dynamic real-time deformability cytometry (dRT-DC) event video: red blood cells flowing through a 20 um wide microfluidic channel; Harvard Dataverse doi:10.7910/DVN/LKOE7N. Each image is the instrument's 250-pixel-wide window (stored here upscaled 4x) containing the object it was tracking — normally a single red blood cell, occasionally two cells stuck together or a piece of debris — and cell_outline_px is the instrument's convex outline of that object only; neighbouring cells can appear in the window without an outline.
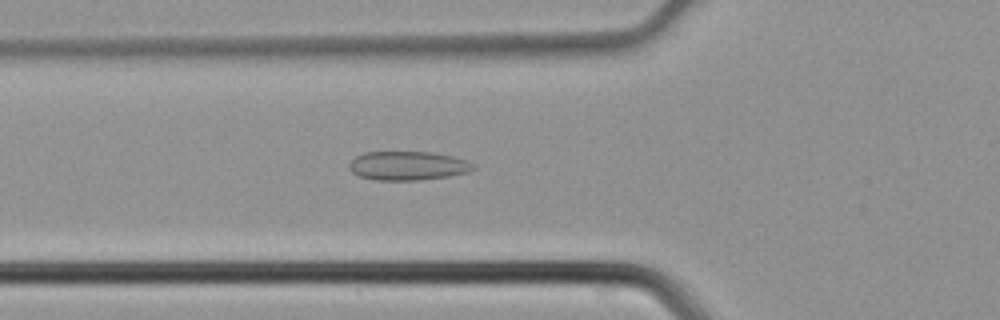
{"species": "common noctule bat (a hibernating species)", "species_latin": "Nyctalus noctula", "temperature_condition": "cold", "stored_images_in_passage": 44, "camera_frame_rate_fps": 3000, "um_per_image_px": 0.085, "animal": {"sex": "male", "body_mass_g": 21.5, "forearm_length_mm": 52.0}, "frame": {"image": 1, "passage_image": 16, "time_ms": 5.0, "image_size_px": [1000, 320], "cell_outline_px": [[476, 168], [468, 172], [448, 176], [420, 180], [376, 180], [360, 176], [352, 172], [348, 168], [348, 164], [356, 156], [364, 152], [432, 152], [452, 156], [476, 164]], "centroid_in_image_um": [34.66, 14.09], "position_along_channel_um": 91.1, "area_um2": 20.92}}
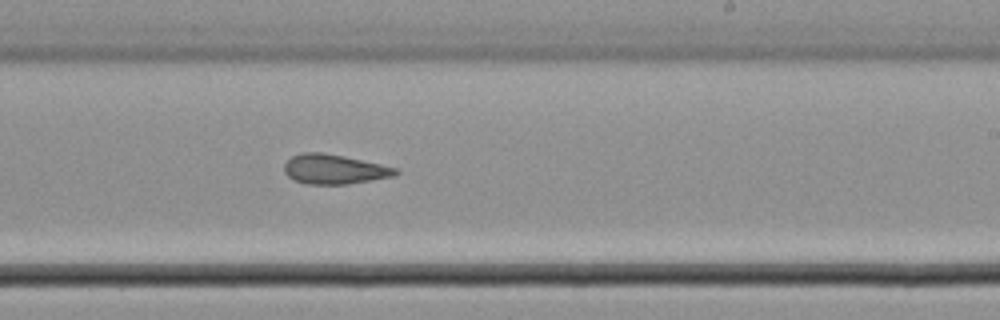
{"frame": {"image": 2, "passage_image": 27, "time_ms": 8.667, "image_size_px": [1000, 320], "cell_outline_px": [[400, 172], [396, 176], [348, 184], [308, 184], [292, 180], [284, 172], [284, 164], [292, 156], [300, 152], [320, 152], [344, 156], [380, 164], [396, 168]], "centroid_in_image_um": [28.4, 14.39], "position_along_channel_um": 260.6, "area_um2": 19.31}}
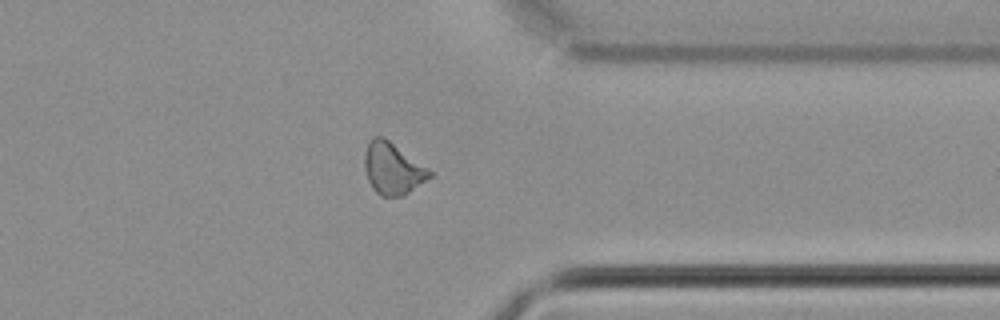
{"frame": {"image": 3, "passage_image": 35, "time_ms": 11.333, "image_size_px": [1000, 320], "cell_outline_px": [[432, 176], [404, 196], [380, 196], [372, 188], [368, 180], [364, 168], [364, 152], [368, 140], [372, 136], [384, 136], [432, 172]], "centroid_in_image_um": [33.33, 14.32], "position_along_channel_um": 378.1, "area_um2": 19.65}}